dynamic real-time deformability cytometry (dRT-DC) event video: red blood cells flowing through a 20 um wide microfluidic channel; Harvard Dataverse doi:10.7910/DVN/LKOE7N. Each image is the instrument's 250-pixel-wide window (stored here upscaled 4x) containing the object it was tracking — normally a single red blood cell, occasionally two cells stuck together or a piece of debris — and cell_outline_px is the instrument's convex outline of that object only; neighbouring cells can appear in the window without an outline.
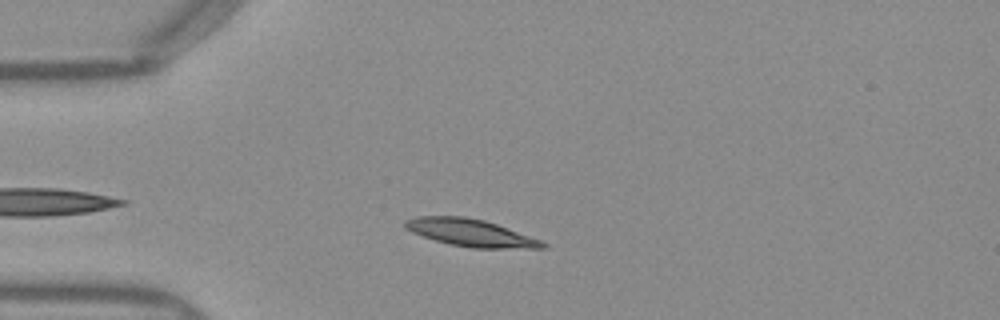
{"species": "Egyptian fruit bat (a non-hibernating species)", "species_latin": "Rousettus aegyptiacus", "temperature_condition": "warm", "stored_images_in_passage": 32, "camera_frame_rate_fps": 3000, "um_per_image_px": 0.085, "frame": {"image": 1, "passage_image": 2, "time_ms": 0.333, "image_size_px": [1000, 320], "cell_outline_px": [[548, 248], [472, 248], [448, 244], [412, 232], [404, 228], [404, 220], [416, 216], [464, 216], [484, 220], [496, 224], [540, 240], [548, 244]], "centroid_in_image_um": [39.98, 19.78], "position_along_channel_um": 45.0, "area_um2": 21.73}}
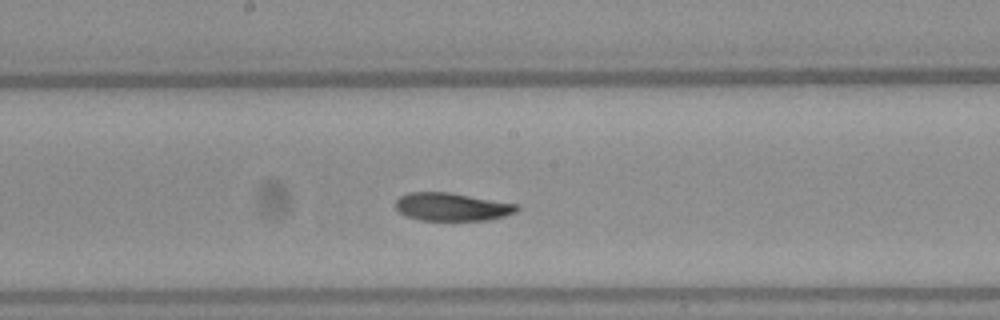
{"frame": {"image": 2, "passage_image": 16, "time_ms": 5.0, "image_size_px": [1000, 320], "cell_outline_px": [[520, 208], [516, 212], [504, 216], [484, 220], [420, 220], [408, 216], [400, 212], [396, 208], [396, 200], [400, 196], [408, 192], [448, 192], [520, 204]], "centroid_in_image_um": [38.44, 17.57], "position_along_channel_um": 209.8, "area_um2": 19.77}}
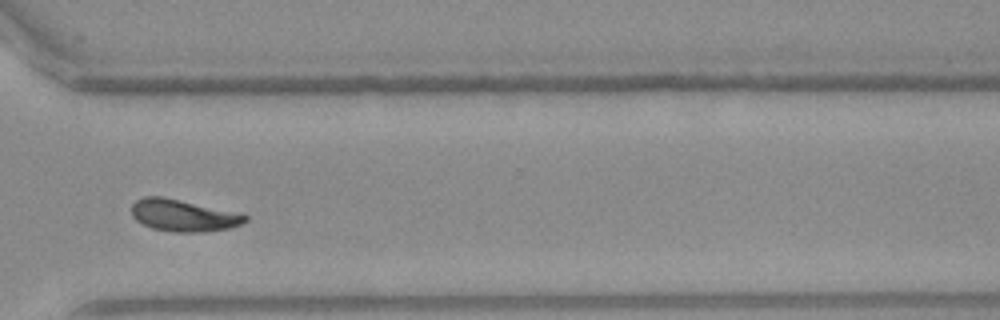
{"frame": {"image": 3, "passage_image": 27, "time_ms": 8.667, "image_size_px": [1000, 320], "cell_outline_px": [[248, 220], [240, 224], [228, 228], [204, 232], [172, 232], [152, 228], [136, 220], [132, 216], [132, 204], [136, 200], [144, 196], [160, 196], [248, 216]], "centroid_in_image_um": [15.5, 18.33], "position_along_channel_um": 355.1, "area_um2": 20.46}, "authors_computed_cell_mechanics": {"area_um2": 21.097, "velocity_mm_per_s": 3.9638, "shape_relaxation_time_tau1_ms": 6.5432, "shape_relaxation_time_tau2_ms": 3.8084, "deformation_change_tau1": 0.1534, "deformation_change_tau2": 0.0848}}